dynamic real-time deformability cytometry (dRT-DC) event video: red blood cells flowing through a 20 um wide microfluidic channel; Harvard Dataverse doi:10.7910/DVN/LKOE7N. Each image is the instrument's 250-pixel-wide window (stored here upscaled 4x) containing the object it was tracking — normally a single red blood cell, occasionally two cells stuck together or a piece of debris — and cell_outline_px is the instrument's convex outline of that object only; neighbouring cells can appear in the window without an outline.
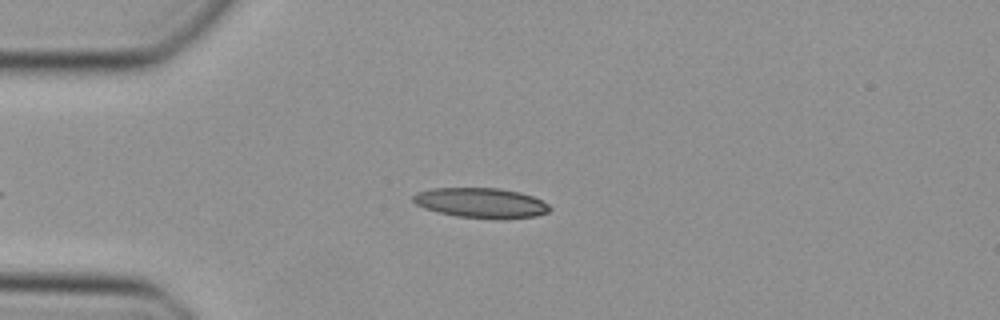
{"species": "Egyptian fruit bat (a non-hibernating species)", "species_latin": "Rousettus aegyptiacus", "temperature_condition": "cold", "stored_images_in_passage": 34, "camera_frame_rate_fps": 3000, "um_per_image_px": 0.085, "animal": {"sex": "female"}, "frame": {"image": 1, "passage_image": 2, "time_ms": 0.333, "image_size_px": [1000, 320], "cell_outline_px": [[552, 208], [548, 212], [536, 216], [456, 216], [424, 208], [416, 204], [412, 200], [412, 196], [416, 192], [432, 188], [500, 188], [520, 192], [532, 196], [548, 204]], "centroid_in_image_um": [40.83, 17.19], "position_along_channel_um": 44.2, "area_um2": 22.95}}
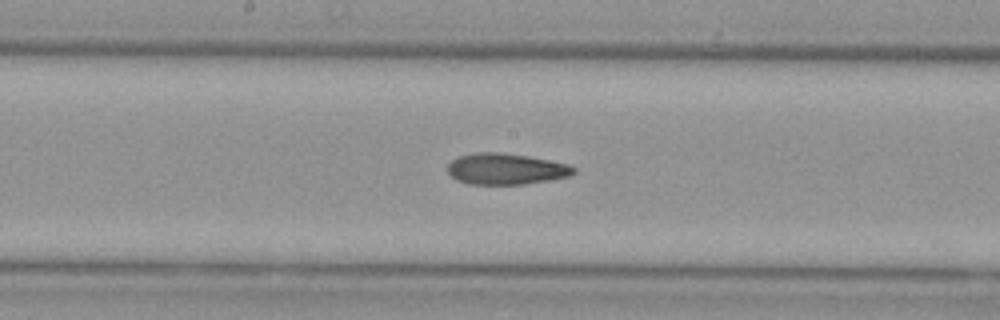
{"frame": {"image": 2, "passage_image": 15, "time_ms": 4.667, "image_size_px": [1000, 320], "cell_outline_px": [[576, 172], [568, 176], [548, 180], [524, 184], [468, 184], [456, 180], [448, 172], [448, 164], [452, 160], [460, 156], [476, 152], [496, 152], [528, 156], [568, 164], [576, 168]], "centroid_in_image_um": [42.99, 14.36], "position_along_channel_um": 205.2, "area_um2": 22.72}}
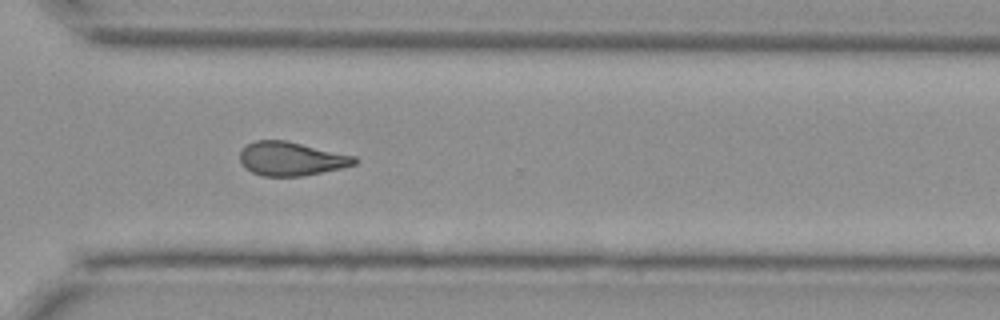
{"frame": {"image": 3, "passage_image": 25, "time_ms": 8.0, "image_size_px": [1000, 320], "cell_outline_px": [[356, 164], [344, 168], [300, 176], [260, 176], [244, 168], [240, 160], [240, 152], [248, 144], [256, 140], [284, 140], [356, 156]], "centroid_in_image_um": [24.75, 13.5], "position_along_channel_um": 345.9, "area_um2": 22.48}}